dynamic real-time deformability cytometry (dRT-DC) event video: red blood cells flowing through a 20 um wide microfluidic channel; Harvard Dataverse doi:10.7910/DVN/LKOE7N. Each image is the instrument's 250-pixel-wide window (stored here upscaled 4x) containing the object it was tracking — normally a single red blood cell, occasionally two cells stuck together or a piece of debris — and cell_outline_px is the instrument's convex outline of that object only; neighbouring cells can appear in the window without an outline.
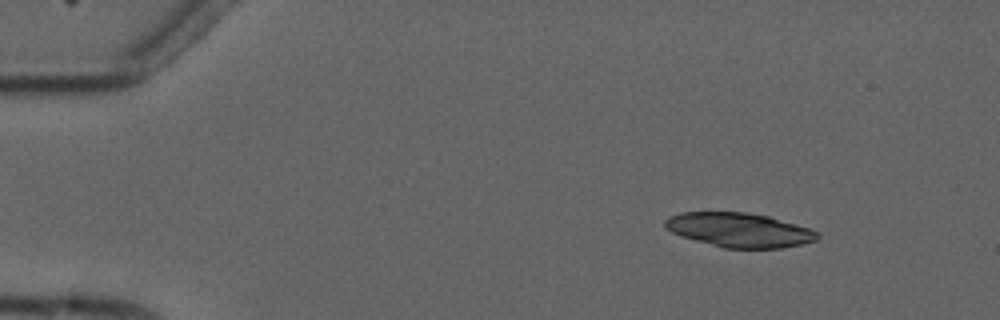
{"species": "common noctule bat (a hibernating species)", "species_latin": "Nyctalus noctula", "temperature_condition": "cold", "stored_images_in_passage": 4, "camera_frame_rate_fps": 3000, "um_per_image_px": 0.085, "animal": {"sex": "male", "forearm_length_mm": 52.5}, "frame": {"image": 1, "passage_image": 1, "time_ms": 0.0, "image_size_px": [1000, 320], "cell_outline_px": [[820, 236], [816, 240], [804, 244], [780, 248], [724, 248], [680, 236], [664, 228], [664, 220], [668, 216], [680, 212], [748, 212], [768, 216], [808, 228], [820, 232]], "centroid_in_image_um": [62.81, 19.54], "position_along_channel_um": 22.2, "area_um2": 30.58}}